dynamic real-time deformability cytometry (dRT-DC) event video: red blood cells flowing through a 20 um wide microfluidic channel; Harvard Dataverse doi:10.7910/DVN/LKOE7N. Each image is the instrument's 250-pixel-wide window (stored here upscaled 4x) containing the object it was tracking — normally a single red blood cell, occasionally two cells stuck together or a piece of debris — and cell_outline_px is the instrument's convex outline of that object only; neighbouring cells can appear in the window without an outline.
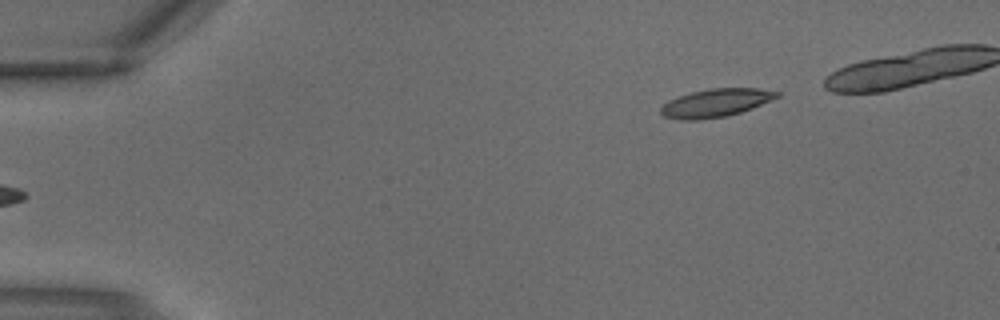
{"species": "common noctule bat (a hibernating species)", "species_latin": "Nyctalus noctula", "temperature_condition": "warm", "stored_images_in_passage": 3, "camera_frame_rate_fps": 3000, "um_per_image_px": 0.085, "animal": {"sex": "male", "body_mass_g": 18.8}, "frame": {"image": 1, "passage_image": 3, "time_ms": 0.667, "image_size_px": [1000, 320], "cell_outline_px": [[780, 96], [752, 108], [728, 116], [696, 120], [680, 120], [664, 116], [660, 112], [660, 108], [668, 100], [692, 92], [708, 88], [756, 88], [780, 92]], "centroid_in_image_um": [60.83, 8.75], "position_along_channel_um": 24.2, "area_um2": 18.96}}